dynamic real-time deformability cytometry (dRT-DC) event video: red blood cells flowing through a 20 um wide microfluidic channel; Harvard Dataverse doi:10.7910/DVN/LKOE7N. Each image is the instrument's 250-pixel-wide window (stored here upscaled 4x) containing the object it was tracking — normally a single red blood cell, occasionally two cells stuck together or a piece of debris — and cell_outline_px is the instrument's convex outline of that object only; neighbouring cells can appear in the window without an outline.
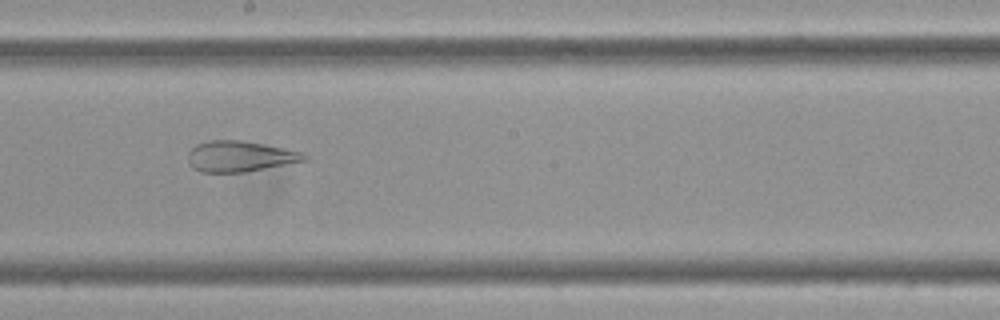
{"species": "Egyptian fruit bat (a non-hibernating species)", "species_latin": "Rousettus aegyptiacus", "temperature_condition": "cold", "stored_images_in_passage": 45, "camera_frame_rate_fps": 3000, "um_per_image_px": 0.085, "frame": {"image": 1, "passage_image": 26, "time_ms": 8.333, "image_size_px": [1000, 320], "cell_outline_px": [[308, 160], [244, 172], [200, 172], [192, 168], [188, 164], [188, 152], [196, 144], [208, 140], [240, 140], [264, 144], [304, 152], [308, 156]], "centroid_in_image_um": [20.38, 13.29], "position_along_channel_um": 227.8, "area_um2": 20.98}}
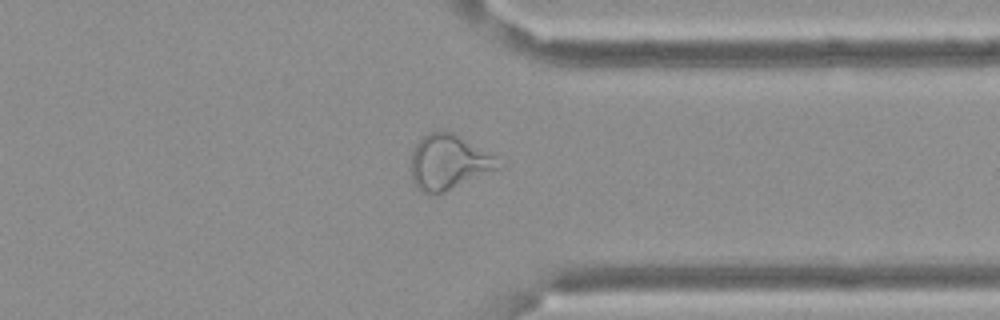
{"frame": {"image": 2, "passage_image": 39, "time_ms": 12.667, "image_size_px": [1000, 320], "cell_outline_px": [[504, 164], [500, 168], [444, 192], [420, 192], [416, 188], [412, 180], [412, 152], [416, 144], [424, 136], [432, 132], [452, 132], [492, 156]], "centroid_in_image_um": [38.11, 13.81], "position_along_channel_um": 373.3, "area_um2": 27.05}, "authors_computed_cell_mechanics": {"area_um2": 25.8366, "velocity_mm_per_s": 3.4154, "shape_relaxation_time_tau1_ms": null, "shape_relaxation_time_tau2_ms": 1.7935, "deformation_change_tau1": null, "deformation_change_tau2": 0.1106}}